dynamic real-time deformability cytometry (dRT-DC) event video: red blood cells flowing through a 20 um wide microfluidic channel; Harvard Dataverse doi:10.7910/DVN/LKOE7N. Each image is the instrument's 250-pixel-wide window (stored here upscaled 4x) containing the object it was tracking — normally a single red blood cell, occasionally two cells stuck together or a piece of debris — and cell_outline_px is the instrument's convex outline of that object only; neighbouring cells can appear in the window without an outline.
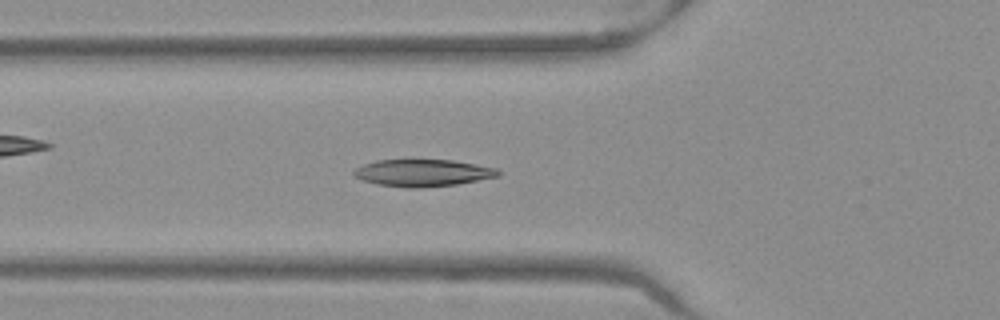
{"species": "Egyptian fruit bat (a non-hibernating species)", "species_latin": "Rousettus aegyptiacus", "temperature_condition": "warm", "stored_images_in_passage": 51, "camera_frame_rate_fps": 3000, "um_per_image_px": 0.085, "frame": {"image": 1, "passage_image": 18, "time_ms": 5.667, "image_size_px": [1000, 320], "cell_outline_px": [[500, 176], [456, 184], [420, 188], [412, 188], [376, 184], [352, 176], [352, 172], [356, 168], [364, 164], [376, 160], [452, 160], [476, 164], [496, 168], [500, 172]], "centroid_in_image_um": [35.92, 14.69], "position_along_channel_um": 89.9, "area_um2": 22.66}}
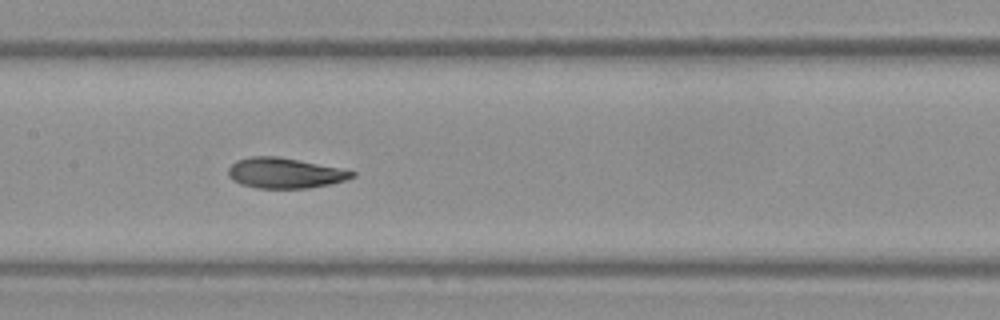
{"frame": {"image": 2, "passage_image": 25, "time_ms": 8.0, "image_size_px": [1000, 320], "cell_outline_px": [[356, 176], [344, 180], [328, 184], [308, 188], [256, 188], [240, 184], [232, 180], [228, 176], [228, 168], [236, 160], [252, 156], [280, 156], [340, 168], [356, 172]], "centroid_in_image_um": [24.18, 14.7], "position_along_channel_um": 183.2, "area_um2": 21.96}}
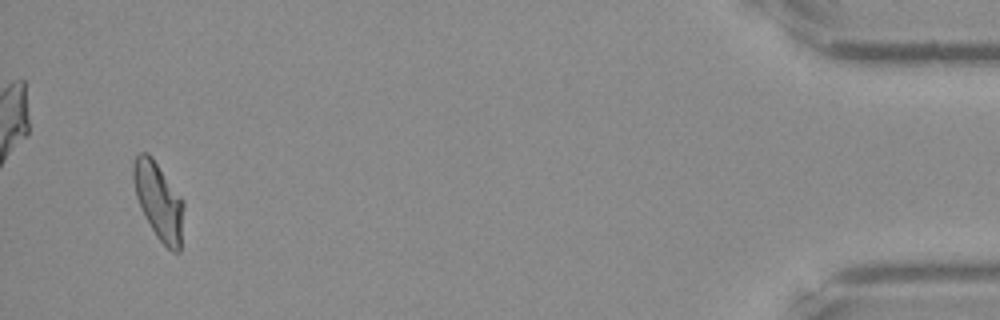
{"frame": {"image": 3, "passage_image": 49, "time_ms": 16.0, "image_size_px": [1000, 320], "cell_outline_px": [[184, 208], [180, 252], [172, 252], [156, 236], [144, 216], [140, 208], [136, 196], [132, 180], [132, 164], [136, 156], [140, 152], [148, 152], [152, 156], [184, 200]], "centroid_in_image_um": [13.48, 17.06], "position_along_channel_um": 421.7, "area_um2": 22.95}, "authors_computed_cell_mechanics": {"area_um2": 22.542, "velocity_mm_per_s": 3.9593, "shape_relaxation_time_tau1_ms": 2.6897, "shape_relaxation_time_tau2_ms": 1.4799, "deformation_change_tau1": 0.1577, "deformation_change_tau2": 0.0865}}